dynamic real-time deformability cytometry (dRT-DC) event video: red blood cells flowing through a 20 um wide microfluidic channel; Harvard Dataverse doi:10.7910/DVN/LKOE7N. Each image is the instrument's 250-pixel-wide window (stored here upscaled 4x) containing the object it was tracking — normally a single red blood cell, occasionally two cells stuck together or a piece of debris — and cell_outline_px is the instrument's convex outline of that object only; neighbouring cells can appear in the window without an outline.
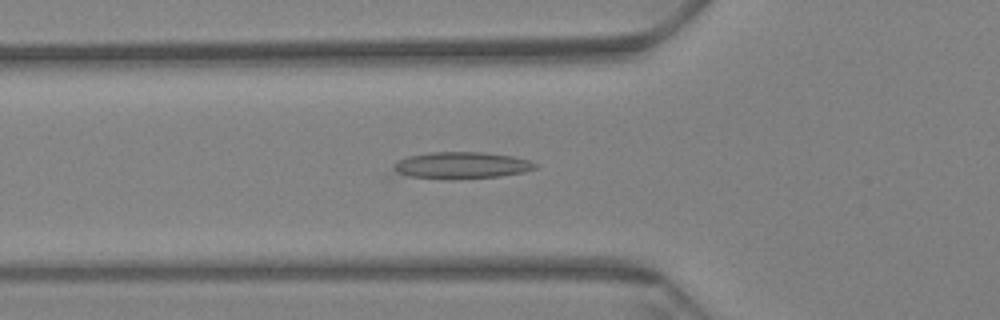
{"species": "Egyptian fruit bat (a non-hibernating species)", "species_latin": "Rousettus aegyptiacus", "temperature_condition": "warm", "stored_images_in_passage": 43, "camera_frame_rate_fps": 3000, "um_per_image_px": 0.085, "animal": {"sex": "female"}, "frame": {"image": 1, "passage_image": 6, "time_ms": 1.667, "image_size_px": [1000, 320], "cell_outline_px": [[536, 168], [524, 172], [500, 176], [452, 180], [448, 180], [408, 176], [396, 172], [392, 168], [392, 164], [408, 156], [428, 152], [484, 152], [512, 156], [528, 160], [536, 164]], "centroid_in_image_um": [39.19, 14.06], "position_along_channel_um": 86.6, "area_um2": 22.25}}
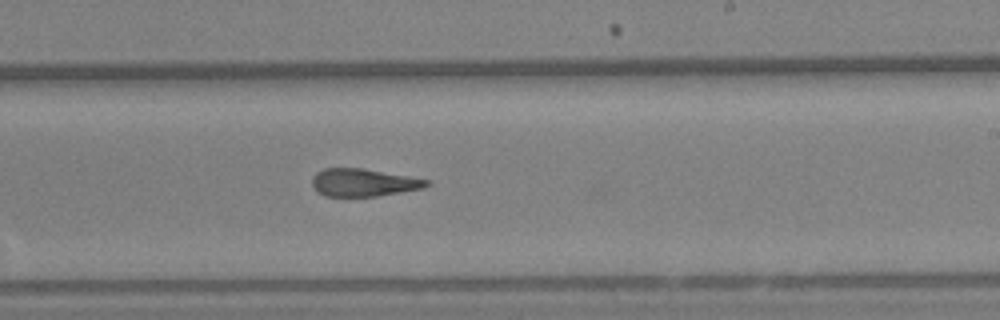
{"frame": {"image": 2, "passage_image": 22, "time_ms": 7.0, "image_size_px": [1000, 320], "cell_outline_px": [[432, 184], [424, 188], [376, 196], [324, 196], [316, 192], [312, 184], [312, 176], [316, 172], [324, 168], [364, 168], [432, 180]], "centroid_in_image_um": [30.91, 15.51], "position_along_channel_um": 258.1, "area_um2": 18.73}}
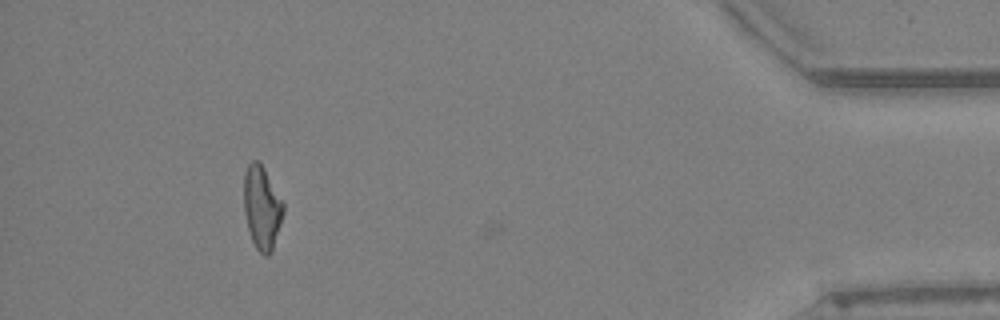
{"frame": {"image": 3, "passage_image": 42, "time_ms": 13.667, "image_size_px": [1000, 320], "cell_outline_px": [[284, 212], [272, 252], [268, 256], [264, 256], [256, 248], [252, 240], [248, 228], [244, 212], [244, 172], [248, 164], [252, 160], [260, 160], [284, 200]], "centroid_in_image_um": [22.28, 17.6], "position_along_channel_um": 412.9, "area_um2": 19.59}, "authors_computed_cell_mechanics": {"area_um2": 19.5364, "velocity_mm_per_s": 3.2162, "shape_relaxation_time_tau1_ms": null, "shape_relaxation_time_tau2_ms": 4.6416, "deformation_change_tau1": null, "deformation_change_tau2": 0.118}}